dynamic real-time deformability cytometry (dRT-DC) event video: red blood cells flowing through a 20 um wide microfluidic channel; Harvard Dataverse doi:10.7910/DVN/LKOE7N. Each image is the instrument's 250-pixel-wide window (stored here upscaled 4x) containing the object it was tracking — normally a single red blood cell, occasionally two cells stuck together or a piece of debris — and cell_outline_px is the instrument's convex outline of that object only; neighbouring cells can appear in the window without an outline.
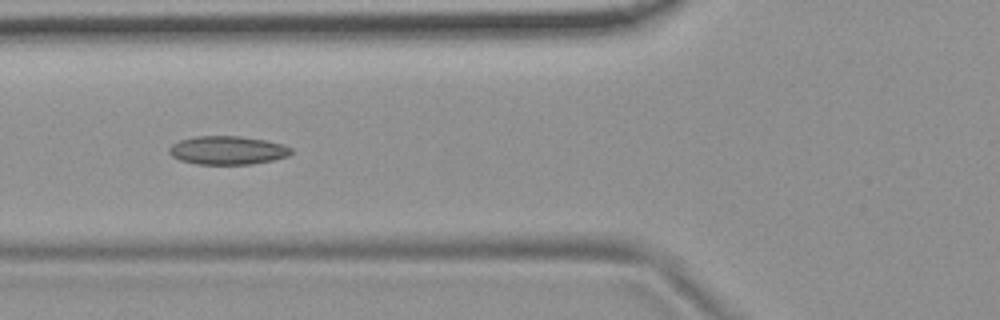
{"species": "common noctule bat (a hibernating species)", "species_latin": "Nyctalus noctula", "temperature_condition": "room temperature", "stored_images_in_passage": 14, "camera_frame_rate_fps": 3000, "um_per_image_px": 0.085, "animal": {"sex": "female", "body_mass_g": 19.9}, "frame": {"image": 1, "passage_image": 5, "time_ms": 1.333, "image_size_px": [1000, 320], "cell_outline_px": [[292, 152], [288, 156], [272, 160], [252, 164], [196, 164], [180, 160], [172, 156], [168, 152], [168, 148], [172, 144], [180, 140], [196, 136], [240, 136], [264, 140], [284, 144], [292, 148]], "centroid_in_image_um": [19.33, 12.77], "position_along_channel_um": 106.5, "area_um2": 20.29}}
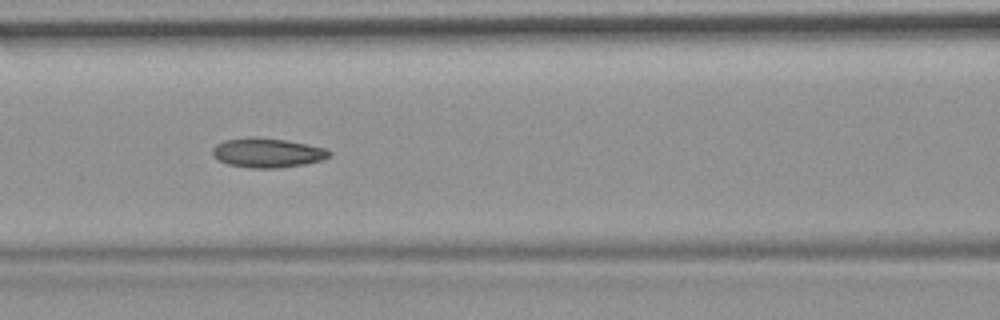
{"frame": {"image": 2, "passage_image": 8, "time_ms": 2.333, "image_size_px": [1000, 320], "cell_outline_px": [[332, 156], [320, 160], [304, 164], [276, 168], [248, 168], [228, 164], [212, 156], [212, 148], [216, 144], [224, 140], [252, 136], [256, 136], [284, 140], [308, 144], [324, 148], [332, 152]], "centroid_in_image_um": [22.7, 12.98], "position_along_channel_um": 143.9, "area_um2": 20.11}}